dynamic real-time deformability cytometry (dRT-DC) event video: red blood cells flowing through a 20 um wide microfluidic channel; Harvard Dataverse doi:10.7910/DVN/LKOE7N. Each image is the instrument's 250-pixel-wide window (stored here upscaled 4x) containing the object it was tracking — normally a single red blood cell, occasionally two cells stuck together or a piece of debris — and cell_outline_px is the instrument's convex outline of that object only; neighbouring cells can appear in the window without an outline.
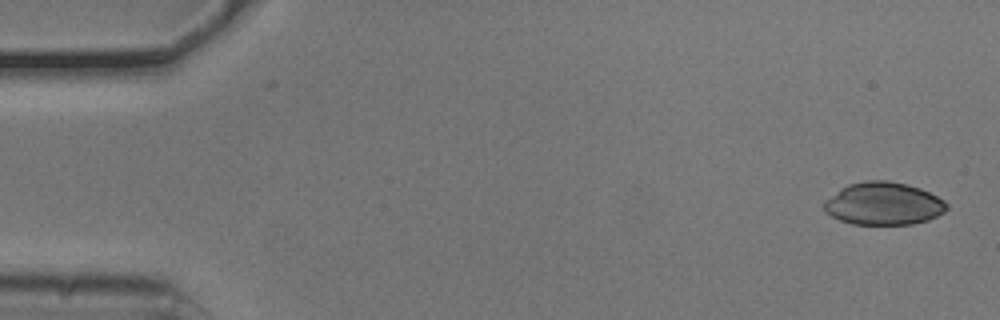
{"species": "common noctule bat (a hibernating species)", "species_latin": "Nyctalus noctula", "temperature_condition": "cold", "stored_images_in_passage": 15, "camera_frame_rate_fps": 3000, "um_per_image_px": 0.085, "animal": {"sex": "male", "body_mass_g": 20.5, "forearm_length_mm": 52.5}, "frame": {"image": 1, "passage_image": 1, "time_ms": 0.0, "image_size_px": [1000, 320], "cell_outline_px": [[948, 208], [944, 212], [928, 220], [912, 224], [852, 224], [840, 220], [824, 212], [824, 200], [840, 188], [848, 184], [868, 180], [888, 180], [920, 188], [944, 200], [948, 204]], "centroid_in_image_um": [75.07, 17.31], "position_along_channel_um": 9.9, "area_um2": 30.52}}
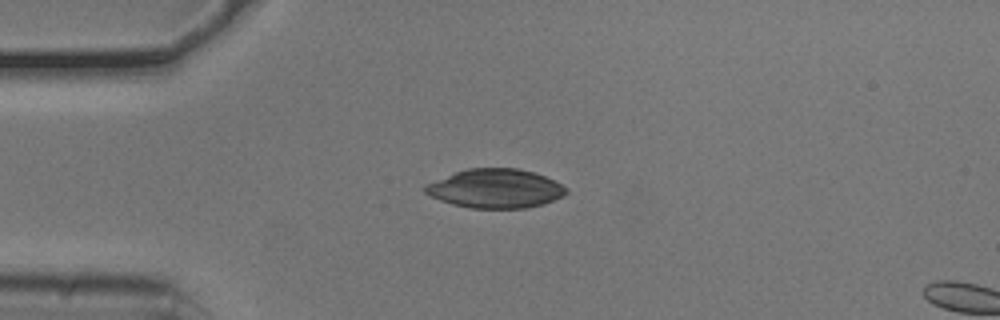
{"frame": {"image": 2, "passage_image": 12, "time_ms": 3.667, "image_size_px": [1000, 320], "cell_outline_px": [[568, 192], [564, 196], [544, 204], [528, 208], [472, 208], [452, 204], [440, 200], [424, 192], [424, 184], [456, 172], [468, 168], [516, 168], [532, 172], [544, 176], [568, 188]], "centroid_in_image_um": [42.12, 16.03], "position_along_channel_um": 42.9, "area_um2": 31.96}}